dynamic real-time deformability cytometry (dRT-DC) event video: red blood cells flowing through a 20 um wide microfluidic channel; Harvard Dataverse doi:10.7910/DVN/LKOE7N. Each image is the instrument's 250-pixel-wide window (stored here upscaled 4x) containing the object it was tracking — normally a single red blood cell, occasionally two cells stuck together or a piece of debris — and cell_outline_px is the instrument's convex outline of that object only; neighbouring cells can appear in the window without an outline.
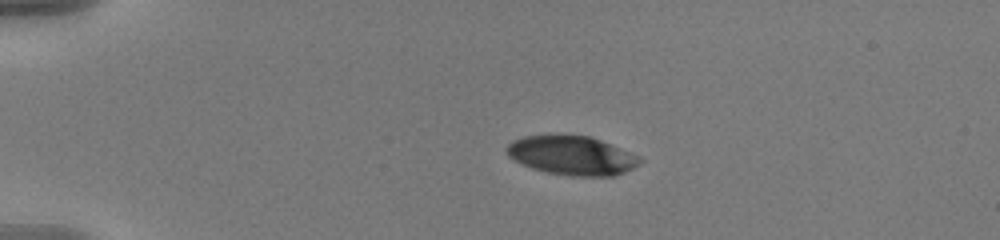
{"species": "human", "species_latin": "Homo sapiens", "temperature_condition": "warm", "stored_images_in_passage": 4, "camera_frame_rate_fps": 3000, "um_per_image_px": 0.085, "donor": {"sex": "male"}, "frame": {"image": 1, "passage_image": 1, "time_ms": 0.0, "image_size_px": [1000, 240], "cell_outline_px": [[644, 160], [640, 164], [616, 176], [572, 176], [548, 172], [532, 168], [508, 156], [504, 148], [512, 140], [524, 136], [556, 132], [592, 136], [612, 144], [640, 156]], "centroid_in_image_um": [48.61, 13.16], "position_along_channel_um": 36.4, "area_um2": 31.15}}
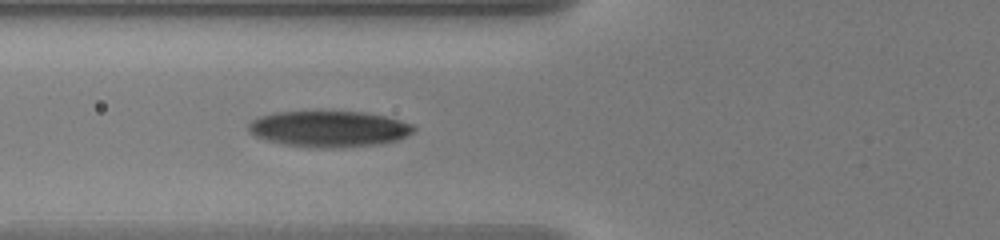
{"frame": {"image": 2, "passage_image": 4, "time_ms": 1.0, "image_size_px": [1000, 240], "cell_outline_px": [[416, 128], [412, 132], [396, 140], [380, 144], [344, 148], [320, 148], [288, 144], [268, 140], [256, 136], [248, 128], [248, 124], [252, 120], [260, 116], [272, 112], [364, 112], [384, 116], [400, 120], [412, 124]], "centroid_in_image_um": [27.99, 10.96], "position_along_channel_um": 97.8, "area_um2": 34.39}}